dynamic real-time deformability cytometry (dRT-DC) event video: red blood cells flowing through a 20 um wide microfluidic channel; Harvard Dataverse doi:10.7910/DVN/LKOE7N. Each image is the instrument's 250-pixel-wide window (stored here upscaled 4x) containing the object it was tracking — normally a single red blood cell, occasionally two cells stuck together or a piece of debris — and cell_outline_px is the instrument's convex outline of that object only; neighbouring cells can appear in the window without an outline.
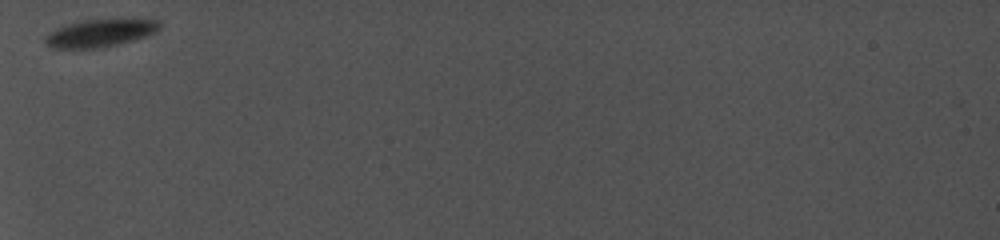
{"species": "common noctule bat (a hibernating species)", "species_latin": "Nyctalus noctula", "temperature_condition": "cold", "stored_images_in_passage": 37, "camera_frame_rate_fps": 5000, "um_per_image_px": 0.085, "animal": {"sex": "female", "body_mass_g": 19.0, "forearm_length_mm": 56.7}, "frame": {"image": 1, "passage_image": 1, "time_ms": 0.0, "image_size_px": [1000, 240], "cell_outline_px": [[160, 28], [156, 32], [148, 36], [100, 48], [52, 48], [44, 40], [56, 28], [68, 24], [84, 20], [156, 20], [160, 24]], "centroid_in_image_um": [8.52, 2.82], "position_along_channel_um": 76.5, "area_um2": 17.8}}
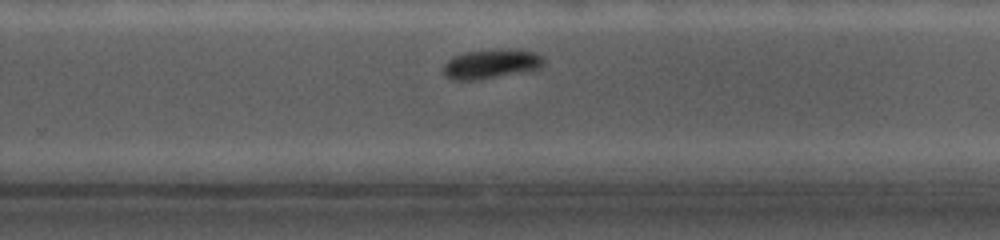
{"frame": {"image": 2, "passage_image": 27, "time_ms": 5.8, "image_size_px": [1000, 240], "cell_outline_px": [[544, 64], [540, 68], [532, 72], [476, 80], [452, 80], [444, 76], [440, 68], [452, 56], [468, 52], [500, 48], [532, 52], [544, 56]], "centroid_in_image_um": [41.75, 5.46], "position_along_channel_um": 288.1, "area_um2": 17.74}}
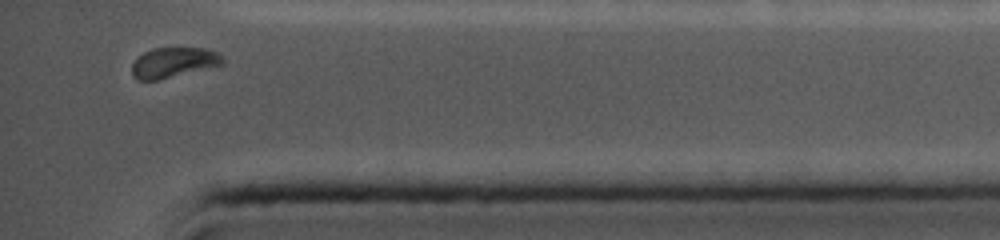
{"frame": {"image": 3, "passage_image": 37, "time_ms": 9.2, "image_size_px": [1000, 240], "cell_outline_px": [[224, 64], [160, 80], [136, 80], [132, 76], [132, 64], [144, 52], [152, 48], [208, 48], [224, 56]], "centroid_in_image_um": [14.77, 5.32], "position_along_channel_um": 420.4, "area_um2": 16.07}}